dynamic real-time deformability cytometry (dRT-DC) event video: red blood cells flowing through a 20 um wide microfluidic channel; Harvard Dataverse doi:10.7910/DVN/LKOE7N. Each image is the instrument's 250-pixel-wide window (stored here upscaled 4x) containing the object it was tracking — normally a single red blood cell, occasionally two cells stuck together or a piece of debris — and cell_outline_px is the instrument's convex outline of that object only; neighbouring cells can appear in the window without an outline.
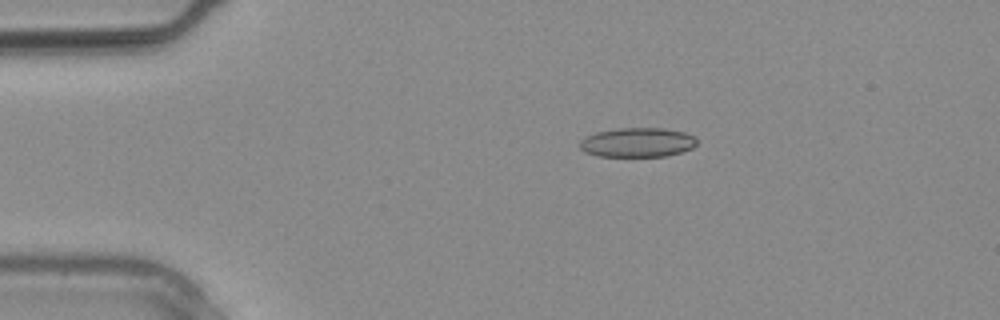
{"species": "common noctule bat (a hibernating species)", "species_latin": "Nyctalus noctula", "temperature_condition": "warm", "stored_images_in_passage": 6, "camera_frame_rate_fps": 3000, "um_per_image_px": 0.085, "animal": {"sex": "male", "body_mass_g": 20.4}, "frame": {"image": 1, "passage_image": 1, "time_ms": 0.0, "image_size_px": [1000, 320], "cell_outline_px": [[696, 144], [692, 148], [668, 156], [596, 156], [584, 152], [580, 148], [580, 140], [584, 136], [596, 132], [620, 128], [664, 128], [684, 132], [692, 136], [696, 140]], "centroid_in_image_um": [54.14, 12.1], "position_along_channel_um": 30.9, "area_um2": 20.06}}